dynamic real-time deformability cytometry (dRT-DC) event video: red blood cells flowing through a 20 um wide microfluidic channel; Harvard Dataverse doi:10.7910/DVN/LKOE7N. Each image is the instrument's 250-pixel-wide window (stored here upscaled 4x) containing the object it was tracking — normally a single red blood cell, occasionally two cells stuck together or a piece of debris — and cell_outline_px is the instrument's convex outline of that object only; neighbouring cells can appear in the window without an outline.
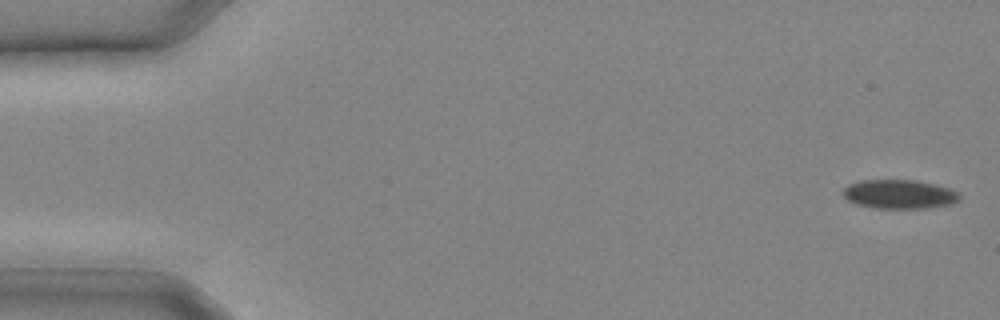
{"species": "common noctule bat (a hibernating species)", "species_latin": "Nyctalus noctula", "temperature_condition": "cold", "stored_images_in_passage": 6, "camera_frame_rate_fps": 3000, "um_per_image_px": 0.085, "animal": {"sex": "male", "body_mass_g": 20.4}, "frame": {"image": 1, "passage_image": 1, "time_ms": 0.0, "image_size_px": [1000, 320], "cell_outline_px": [[960, 196], [956, 200], [948, 204], [928, 208], [876, 208], [856, 204], [848, 200], [844, 196], [844, 188], [848, 184], [864, 180], [916, 180], [948, 188], [956, 192]], "centroid_in_image_um": [76.39, 16.5], "position_along_channel_um": 8.6, "area_um2": 19.31}}